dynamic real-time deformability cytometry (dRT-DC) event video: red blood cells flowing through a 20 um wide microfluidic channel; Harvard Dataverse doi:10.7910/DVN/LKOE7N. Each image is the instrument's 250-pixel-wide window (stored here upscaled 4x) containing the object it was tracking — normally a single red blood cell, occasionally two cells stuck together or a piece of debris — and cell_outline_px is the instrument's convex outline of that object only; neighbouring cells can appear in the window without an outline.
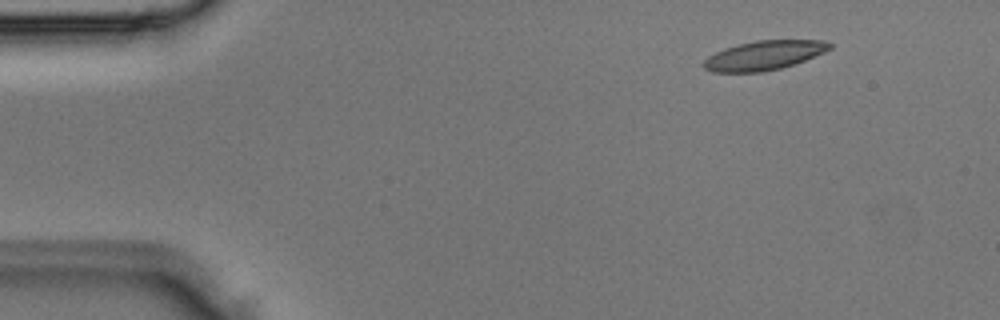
{"species": "Egyptian fruit bat (a non-hibernating species)", "species_latin": "Rousettus aegyptiacus", "temperature_condition": "room temperature", "stored_images_in_passage": 3, "camera_frame_rate_fps": 3000, "um_per_image_px": 0.085, "animal": {"sex": "male"}, "frame": {"image": 1, "passage_image": 1, "time_ms": 0.0, "image_size_px": [1000, 320], "cell_outline_px": [[832, 48], [824, 52], [804, 60], [780, 68], [760, 72], [712, 72], [704, 68], [704, 60], [708, 56], [724, 48], [756, 40], [824, 40], [832, 44]], "centroid_in_image_um": [64.94, 4.7], "position_along_channel_um": 20.1, "area_um2": 21.27}}
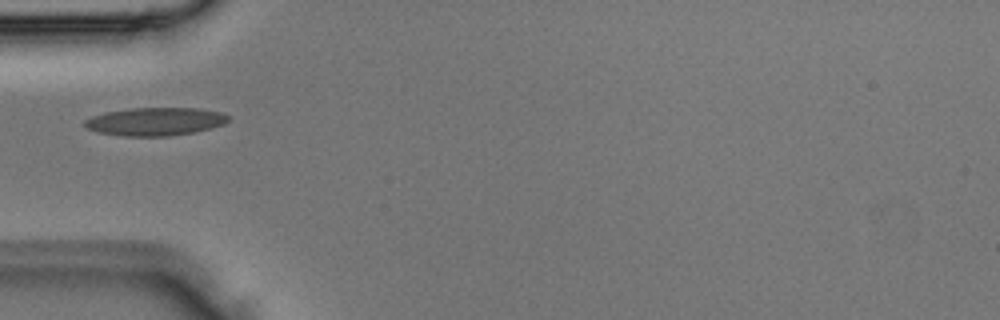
{"frame": {"image": 2, "passage_image": 3, "time_ms": 0.667, "image_size_px": [1000, 320], "cell_outline_px": [[228, 120], [224, 124], [196, 132], [168, 136], [124, 136], [96, 132], [88, 128], [84, 124], [84, 120], [92, 116], [104, 112], [132, 108], [196, 108], [220, 112], [228, 116]], "centroid_in_image_um": [13.17, 10.33], "position_along_channel_um": 71.8, "area_um2": 23.47}}